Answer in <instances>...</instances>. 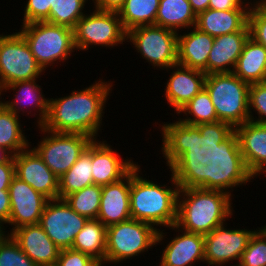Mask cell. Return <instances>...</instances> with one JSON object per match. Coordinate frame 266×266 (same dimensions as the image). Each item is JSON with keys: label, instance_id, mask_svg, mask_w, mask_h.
<instances>
[{"label": "cell", "instance_id": "obj_10", "mask_svg": "<svg viewBox=\"0 0 266 266\" xmlns=\"http://www.w3.org/2000/svg\"><path fill=\"white\" fill-rule=\"evenodd\" d=\"M43 72L19 32L0 34V91L15 82L37 79Z\"/></svg>", "mask_w": 266, "mask_h": 266}, {"label": "cell", "instance_id": "obj_8", "mask_svg": "<svg viewBox=\"0 0 266 266\" xmlns=\"http://www.w3.org/2000/svg\"><path fill=\"white\" fill-rule=\"evenodd\" d=\"M18 31L27 41L35 60L45 71L48 66L69 59L76 50L73 29L48 22L21 25Z\"/></svg>", "mask_w": 266, "mask_h": 266}, {"label": "cell", "instance_id": "obj_31", "mask_svg": "<svg viewBox=\"0 0 266 266\" xmlns=\"http://www.w3.org/2000/svg\"><path fill=\"white\" fill-rule=\"evenodd\" d=\"M160 0H125L118 15L126 32L139 26L155 25Z\"/></svg>", "mask_w": 266, "mask_h": 266}, {"label": "cell", "instance_id": "obj_2", "mask_svg": "<svg viewBox=\"0 0 266 266\" xmlns=\"http://www.w3.org/2000/svg\"><path fill=\"white\" fill-rule=\"evenodd\" d=\"M171 171V186L159 185L140 176V165L131 170V218L147 222L157 230L176 225L178 193L183 178L203 159L194 154L162 153ZM157 226V227H156Z\"/></svg>", "mask_w": 266, "mask_h": 266}, {"label": "cell", "instance_id": "obj_47", "mask_svg": "<svg viewBox=\"0 0 266 266\" xmlns=\"http://www.w3.org/2000/svg\"><path fill=\"white\" fill-rule=\"evenodd\" d=\"M259 229L266 235V225H264V227L262 226Z\"/></svg>", "mask_w": 266, "mask_h": 266}, {"label": "cell", "instance_id": "obj_45", "mask_svg": "<svg viewBox=\"0 0 266 266\" xmlns=\"http://www.w3.org/2000/svg\"><path fill=\"white\" fill-rule=\"evenodd\" d=\"M14 162V155L7 149L0 147V163Z\"/></svg>", "mask_w": 266, "mask_h": 266}, {"label": "cell", "instance_id": "obj_18", "mask_svg": "<svg viewBox=\"0 0 266 266\" xmlns=\"http://www.w3.org/2000/svg\"><path fill=\"white\" fill-rule=\"evenodd\" d=\"M105 142L97 139L91 142L93 184L101 186L119 181L138 164L130 158L121 159L117 151Z\"/></svg>", "mask_w": 266, "mask_h": 266}, {"label": "cell", "instance_id": "obj_3", "mask_svg": "<svg viewBox=\"0 0 266 266\" xmlns=\"http://www.w3.org/2000/svg\"><path fill=\"white\" fill-rule=\"evenodd\" d=\"M180 113L187 117H180L177 121L160 126L162 153L194 154L209 158L229 136L230 132L219 122L205 88L178 112L179 115Z\"/></svg>", "mask_w": 266, "mask_h": 266}, {"label": "cell", "instance_id": "obj_36", "mask_svg": "<svg viewBox=\"0 0 266 266\" xmlns=\"http://www.w3.org/2000/svg\"><path fill=\"white\" fill-rule=\"evenodd\" d=\"M248 99L249 121L266 125V81L250 84ZM252 111H256L258 118H254Z\"/></svg>", "mask_w": 266, "mask_h": 266}, {"label": "cell", "instance_id": "obj_7", "mask_svg": "<svg viewBox=\"0 0 266 266\" xmlns=\"http://www.w3.org/2000/svg\"><path fill=\"white\" fill-rule=\"evenodd\" d=\"M164 230L153 225L129 219L107 227L105 264L123 263L126 259L148 252L156 244H162Z\"/></svg>", "mask_w": 266, "mask_h": 266}, {"label": "cell", "instance_id": "obj_43", "mask_svg": "<svg viewBox=\"0 0 266 266\" xmlns=\"http://www.w3.org/2000/svg\"><path fill=\"white\" fill-rule=\"evenodd\" d=\"M97 10L108 12H119L125 3V0H92Z\"/></svg>", "mask_w": 266, "mask_h": 266}, {"label": "cell", "instance_id": "obj_21", "mask_svg": "<svg viewBox=\"0 0 266 266\" xmlns=\"http://www.w3.org/2000/svg\"><path fill=\"white\" fill-rule=\"evenodd\" d=\"M131 171L117 182L102 186L97 219L106 227L131 219Z\"/></svg>", "mask_w": 266, "mask_h": 266}, {"label": "cell", "instance_id": "obj_32", "mask_svg": "<svg viewBox=\"0 0 266 266\" xmlns=\"http://www.w3.org/2000/svg\"><path fill=\"white\" fill-rule=\"evenodd\" d=\"M101 185H91L67 195L65 202L87 219H97L101 203Z\"/></svg>", "mask_w": 266, "mask_h": 266}, {"label": "cell", "instance_id": "obj_4", "mask_svg": "<svg viewBox=\"0 0 266 266\" xmlns=\"http://www.w3.org/2000/svg\"><path fill=\"white\" fill-rule=\"evenodd\" d=\"M112 82L99 79L68 96L49 98L48 115L41 126L52 132L86 134L97 139Z\"/></svg>", "mask_w": 266, "mask_h": 266}, {"label": "cell", "instance_id": "obj_9", "mask_svg": "<svg viewBox=\"0 0 266 266\" xmlns=\"http://www.w3.org/2000/svg\"><path fill=\"white\" fill-rule=\"evenodd\" d=\"M78 20L74 29V45L77 51H85L93 46L114 48L127 38V32L122 26L117 12L97 9ZM91 45V46H90ZM93 45V46H92ZM97 45V46H96Z\"/></svg>", "mask_w": 266, "mask_h": 266}, {"label": "cell", "instance_id": "obj_35", "mask_svg": "<svg viewBox=\"0 0 266 266\" xmlns=\"http://www.w3.org/2000/svg\"><path fill=\"white\" fill-rule=\"evenodd\" d=\"M237 266H266V235L259 228L242 252Z\"/></svg>", "mask_w": 266, "mask_h": 266}, {"label": "cell", "instance_id": "obj_38", "mask_svg": "<svg viewBox=\"0 0 266 266\" xmlns=\"http://www.w3.org/2000/svg\"><path fill=\"white\" fill-rule=\"evenodd\" d=\"M50 5H54V0H27L23 10L22 25L47 21L49 19Z\"/></svg>", "mask_w": 266, "mask_h": 266}, {"label": "cell", "instance_id": "obj_30", "mask_svg": "<svg viewBox=\"0 0 266 266\" xmlns=\"http://www.w3.org/2000/svg\"><path fill=\"white\" fill-rule=\"evenodd\" d=\"M20 115L11 112L0 101V147L10 151L13 155L31 146L19 121Z\"/></svg>", "mask_w": 266, "mask_h": 266}, {"label": "cell", "instance_id": "obj_37", "mask_svg": "<svg viewBox=\"0 0 266 266\" xmlns=\"http://www.w3.org/2000/svg\"><path fill=\"white\" fill-rule=\"evenodd\" d=\"M250 37L266 47V9L251 6L248 14Z\"/></svg>", "mask_w": 266, "mask_h": 266}, {"label": "cell", "instance_id": "obj_13", "mask_svg": "<svg viewBox=\"0 0 266 266\" xmlns=\"http://www.w3.org/2000/svg\"><path fill=\"white\" fill-rule=\"evenodd\" d=\"M64 199L49 200L39 224L60 250L71 249L75 236L87 222Z\"/></svg>", "mask_w": 266, "mask_h": 266}, {"label": "cell", "instance_id": "obj_16", "mask_svg": "<svg viewBox=\"0 0 266 266\" xmlns=\"http://www.w3.org/2000/svg\"><path fill=\"white\" fill-rule=\"evenodd\" d=\"M30 147L14 155L15 176L49 200L59 199V179Z\"/></svg>", "mask_w": 266, "mask_h": 266}, {"label": "cell", "instance_id": "obj_6", "mask_svg": "<svg viewBox=\"0 0 266 266\" xmlns=\"http://www.w3.org/2000/svg\"><path fill=\"white\" fill-rule=\"evenodd\" d=\"M204 88L210 95L219 122L231 132L249 121L250 84L233 72L206 75Z\"/></svg>", "mask_w": 266, "mask_h": 266}, {"label": "cell", "instance_id": "obj_11", "mask_svg": "<svg viewBox=\"0 0 266 266\" xmlns=\"http://www.w3.org/2000/svg\"><path fill=\"white\" fill-rule=\"evenodd\" d=\"M37 127L44 137L33 149L58 179L76 163L93 140L86 134L57 133Z\"/></svg>", "mask_w": 266, "mask_h": 266}, {"label": "cell", "instance_id": "obj_40", "mask_svg": "<svg viewBox=\"0 0 266 266\" xmlns=\"http://www.w3.org/2000/svg\"><path fill=\"white\" fill-rule=\"evenodd\" d=\"M245 1L247 0H210L208 8L215 10L250 9L251 1Z\"/></svg>", "mask_w": 266, "mask_h": 266}, {"label": "cell", "instance_id": "obj_14", "mask_svg": "<svg viewBox=\"0 0 266 266\" xmlns=\"http://www.w3.org/2000/svg\"><path fill=\"white\" fill-rule=\"evenodd\" d=\"M227 223L217 226L213 231L204 236L205 263L209 266H223L230 261H237V266L242 252L248 246L256 230L226 229ZM233 266V265H231Z\"/></svg>", "mask_w": 266, "mask_h": 266}, {"label": "cell", "instance_id": "obj_5", "mask_svg": "<svg viewBox=\"0 0 266 266\" xmlns=\"http://www.w3.org/2000/svg\"><path fill=\"white\" fill-rule=\"evenodd\" d=\"M209 159L243 185L266 173V125L246 121L235 127Z\"/></svg>", "mask_w": 266, "mask_h": 266}, {"label": "cell", "instance_id": "obj_33", "mask_svg": "<svg viewBox=\"0 0 266 266\" xmlns=\"http://www.w3.org/2000/svg\"><path fill=\"white\" fill-rule=\"evenodd\" d=\"M87 1L54 0V5H50L49 19L46 22L74 29L78 20L85 15L83 9Z\"/></svg>", "mask_w": 266, "mask_h": 266}, {"label": "cell", "instance_id": "obj_44", "mask_svg": "<svg viewBox=\"0 0 266 266\" xmlns=\"http://www.w3.org/2000/svg\"><path fill=\"white\" fill-rule=\"evenodd\" d=\"M210 0H189V3L191 4V7L196 15H198L200 12L206 11L209 6Z\"/></svg>", "mask_w": 266, "mask_h": 266}, {"label": "cell", "instance_id": "obj_15", "mask_svg": "<svg viewBox=\"0 0 266 266\" xmlns=\"http://www.w3.org/2000/svg\"><path fill=\"white\" fill-rule=\"evenodd\" d=\"M8 191L11 204L8 225L13 227L10 233L21 226L38 224L49 199L16 176Z\"/></svg>", "mask_w": 266, "mask_h": 266}, {"label": "cell", "instance_id": "obj_29", "mask_svg": "<svg viewBox=\"0 0 266 266\" xmlns=\"http://www.w3.org/2000/svg\"><path fill=\"white\" fill-rule=\"evenodd\" d=\"M92 168L90 143L76 163L59 178V199L93 185Z\"/></svg>", "mask_w": 266, "mask_h": 266}, {"label": "cell", "instance_id": "obj_19", "mask_svg": "<svg viewBox=\"0 0 266 266\" xmlns=\"http://www.w3.org/2000/svg\"><path fill=\"white\" fill-rule=\"evenodd\" d=\"M170 70H173V72L166 82L164 96L168 105L171 108L173 107L176 114H178L204 88L206 74L203 71L179 64L171 66Z\"/></svg>", "mask_w": 266, "mask_h": 266}, {"label": "cell", "instance_id": "obj_39", "mask_svg": "<svg viewBox=\"0 0 266 266\" xmlns=\"http://www.w3.org/2000/svg\"><path fill=\"white\" fill-rule=\"evenodd\" d=\"M56 266H101L91 256L73 249L60 250Z\"/></svg>", "mask_w": 266, "mask_h": 266}, {"label": "cell", "instance_id": "obj_17", "mask_svg": "<svg viewBox=\"0 0 266 266\" xmlns=\"http://www.w3.org/2000/svg\"><path fill=\"white\" fill-rule=\"evenodd\" d=\"M2 232L10 235L20 249L37 266H56L60 249L49 238L39 223L21 226L11 233Z\"/></svg>", "mask_w": 266, "mask_h": 266}, {"label": "cell", "instance_id": "obj_41", "mask_svg": "<svg viewBox=\"0 0 266 266\" xmlns=\"http://www.w3.org/2000/svg\"><path fill=\"white\" fill-rule=\"evenodd\" d=\"M11 213L10 196L8 190H0V230L4 231V224H8Z\"/></svg>", "mask_w": 266, "mask_h": 266}, {"label": "cell", "instance_id": "obj_12", "mask_svg": "<svg viewBox=\"0 0 266 266\" xmlns=\"http://www.w3.org/2000/svg\"><path fill=\"white\" fill-rule=\"evenodd\" d=\"M126 41L154 68L168 71L177 64L178 33L175 31L157 25L139 26L127 32Z\"/></svg>", "mask_w": 266, "mask_h": 266}, {"label": "cell", "instance_id": "obj_26", "mask_svg": "<svg viewBox=\"0 0 266 266\" xmlns=\"http://www.w3.org/2000/svg\"><path fill=\"white\" fill-rule=\"evenodd\" d=\"M233 73L248 84L266 81V47L249 37Z\"/></svg>", "mask_w": 266, "mask_h": 266}, {"label": "cell", "instance_id": "obj_34", "mask_svg": "<svg viewBox=\"0 0 266 266\" xmlns=\"http://www.w3.org/2000/svg\"><path fill=\"white\" fill-rule=\"evenodd\" d=\"M0 266H37L10 235L0 236Z\"/></svg>", "mask_w": 266, "mask_h": 266}, {"label": "cell", "instance_id": "obj_27", "mask_svg": "<svg viewBox=\"0 0 266 266\" xmlns=\"http://www.w3.org/2000/svg\"><path fill=\"white\" fill-rule=\"evenodd\" d=\"M197 15L189 0H160L155 25L179 33L196 25Z\"/></svg>", "mask_w": 266, "mask_h": 266}, {"label": "cell", "instance_id": "obj_23", "mask_svg": "<svg viewBox=\"0 0 266 266\" xmlns=\"http://www.w3.org/2000/svg\"><path fill=\"white\" fill-rule=\"evenodd\" d=\"M36 80L37 79L20 81L5 86L0 91V101L16 115H19L21 111V114L24 115L29 105L30 108H33L34 112H39V114L34 113V115H39V118L37 120L38 125L36 124V126H41L45 122L48 115L49 98H45V95L43 94L44 92H42V88L36 83ZM9 89L11 91L13 90V93L15 91L13 100L6 102L3 100L2 102V92H6ZM23 105L27 107L25 108V106Z\"/></svg>", "mask_w": 266, "mask_h": 266}, {"label": "cell", "instance_id": "obj_25", "mask_svg": "<svg viewBox=\"0 0 266 266\" xmlns=\"http://www.w3.org/2000/svg\"><path fill=\"white\" fill-rule=\"evenodd\" d=\"M249 10L208 8L197 15L195 27L213 37L241 31L248 24Z\"/></svg>", "mask_w": 266, "mask_h": 266}, {"label": "cell", "instance_id": "obj_24", "mask_svg": "<svg viewBox=\"0 0 266 266\" xmlns=\"http://www.w3.org/2000/svg\"><path fill=\"white\" fill-rule=\"evenodd\" d=\"M213 42V36L195 26L190 32L178 33L177 64L203 71L207 75V60Z\"/></svg>", "mask_w": 266, "mask_h": 266}, {"label": "cell", "instance_id": "obj_42", "mask_svg": "<svg viewBox=\"0 0 266 266\" xmlns=\"http://www.w3.org/2000/svg\"><path fill=\"white\" fill-rule=\"evenodd\" d=\"M14 176V162L0 163V190H8Z\"/></svg>", "mask_w": 266, "mask_h": 266}, {"label": "cell", "instance_id": "obj_22", "mask_svg": "<svg viewBox=\"0 0 266 266\" xmlns=\"http://www.w3.org/2000/svg\"><path fill=\"white\" fill-rule=\"evenodd\" d=\"M249 37L248 24L241 31L214 37L207 60V75L233 72Z\"/></svg>", "mask_w": 266, "mask_h": 266}, {"label": "cell", "instance_id": "obj_28", "mask_svg": "<svg viewBox=\"0 0 266 266\" xmlns=\"http://www.w3.org/2000/svg\"><path fill=\"white\" fill-rule=\"evenodd\" d=\"M107 227L98 219H88L75 236L71 249L83 252L105 265Z\"/></svg>", "mask_w": 266, "mask_h": 266}, {"label": "cell", "instance_id": "obj_46", "mask_svg": "<svg viewBox=\"0 0 266 266\" xmlns=\"http://www.w3.org/2000/svg\"><path fill=\"white\" fill-rule=\"evenodd\" d=\"M251 4L253 6L258 7V8L266 9V0H255V1L253 0V2H251Z\"/></svg>", "mask_w": 266, "mask_h": 266}, {"label": "cell", "instance_id": "obj_20", "mask_svg": "<svg viewBox=\"0 0 266 266\" xmlns=\"http://www.w3.org/2000/svg\"><path fill=\"white\" fill-rule=\"evenodd\" d=\"M169 229L182 234L178 233L162 249L159 266H194L197 262H205L203 235L180 230L176 225Z\"/></svg>", "mask_w": 266, "mask_h": 266}, {"label": "cell", "instance_id": "obj_1", "mask_svg": "<svg viewBox=\"0 0 266 266\" xmlns=\"http://www.w3.org/2000/svg\"><path fill=\"white\" fill-rule=\"evenodd\" d=\"M240 185L237 178L203 158L182 180L176 226L190 233L209 234L232 218L231 192Z\"/></svg>", "mask_w": 266, "mask_h": 266}]
</instances>
